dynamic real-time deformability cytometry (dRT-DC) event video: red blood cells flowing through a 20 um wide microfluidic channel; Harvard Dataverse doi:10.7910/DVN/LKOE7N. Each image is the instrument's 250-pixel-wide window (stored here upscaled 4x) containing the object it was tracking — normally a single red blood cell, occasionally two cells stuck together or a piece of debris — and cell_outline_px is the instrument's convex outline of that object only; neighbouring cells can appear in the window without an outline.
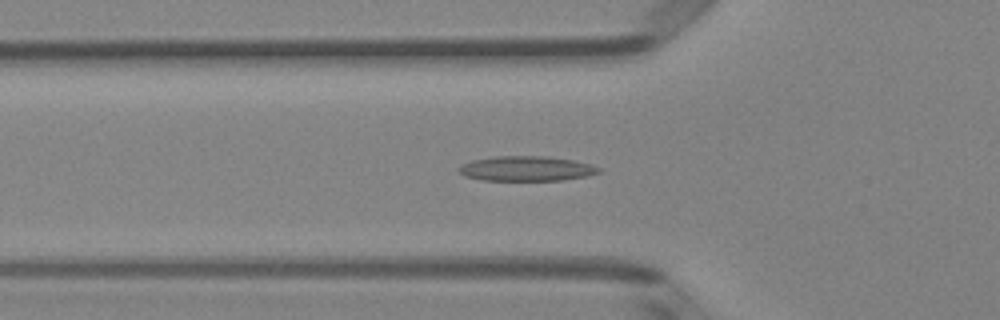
{"species": "Egyptian fruit bat (a non-hibernating species)", "species_latin": "Rousettus aegyptiacus", "temperature_condition": "room temperature", "stored_images_in_passage": 50, "segment_of_instrument_passage": [1, 2], "camera_frame_rate_fps": 3000, "um_per_image_px": 0.085, "animal": {"sex": "female"}, "frame": {"image": 1, "passage_image": 16, "time_ms": 5.0, "image_size_px": [1000, 320], "cell_outline_px": [[600, 172], [588, 176], [564, 180], [480, 180], [464, 176], [456, 168], [472, 160], [496, 156], [548, 156], [572, 160], [588, 164], [600, 168]], "centroid_in_image_um": [44.72, 14.33], "position_along_channel_um": 81.1, "area_um2": 20.23}}
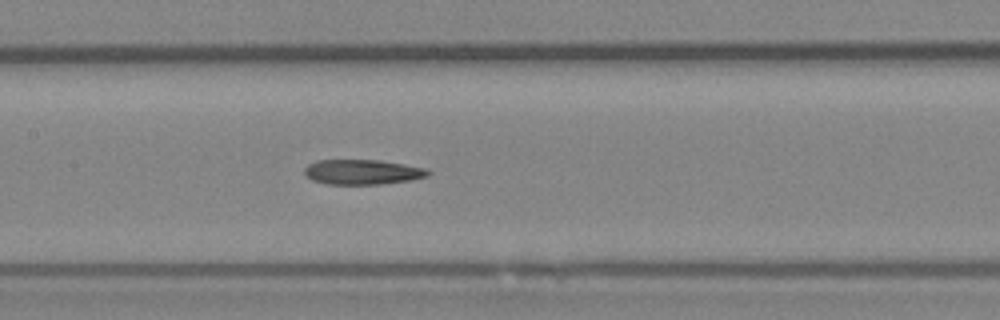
{"frame": {"image": 2, "passage_image": 23, "time_ms": 7.333, "image_size_px": [1000, 320], "cell_outline_px": [[432, 172], [428, 176], [412, 180], [380, 184], [328, 184], [312, 180], [304, 172], [304, 168], [308, 164], [316, 160], [380, 160], [428, 168]], "centroid_in_image_um": [30.85, 14.61], "position_along_channel_um": 176.6, "area_um2": 18.09}}
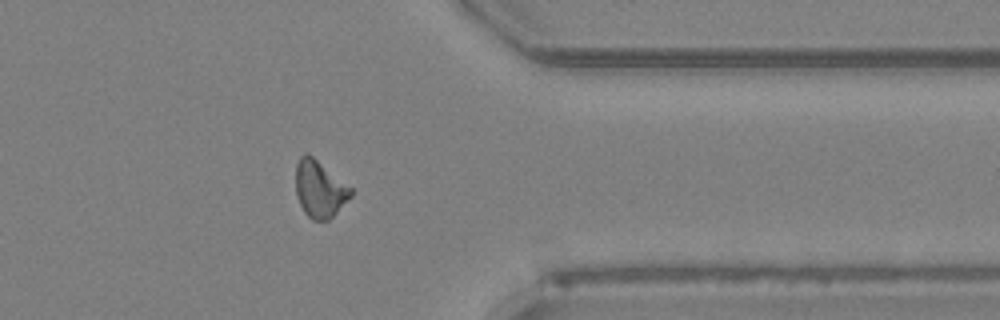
{"frame": {"image": 3, "passage_image": 39, "time_ms": 12.667, "image_size_px": [1000, 320], "cell_outline_px": [[352, 196], [328, 220], [312, 220], [304, 212], [300, 204], [296, 192], [296, 164], [300, 156], [304, 152], [308, 152], [352, 188]], "centroid_in_image_um": [27.16, 16.04], "position_along_channel_um": 384.2, "area_um2": 18.21}}